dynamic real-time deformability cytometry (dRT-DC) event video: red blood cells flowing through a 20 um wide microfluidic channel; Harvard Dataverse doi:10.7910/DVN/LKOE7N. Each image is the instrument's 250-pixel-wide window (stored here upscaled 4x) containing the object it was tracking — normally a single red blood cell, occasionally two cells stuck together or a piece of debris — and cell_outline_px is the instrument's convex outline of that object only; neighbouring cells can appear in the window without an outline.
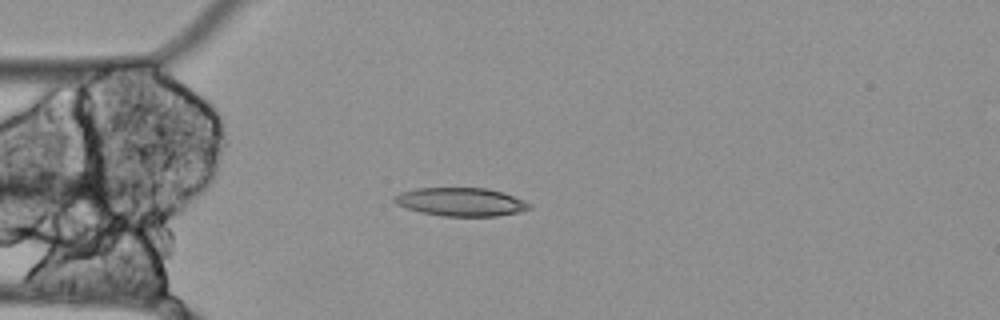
{"species": "Egyptian fruit bat (a non-hibernating species)", "species_latin": "Rousettus aegyptiacus", "temperature_condition": "cold", "stored_images_in_passage": 43, "camera_frame_rate_fps": 3000, "um_per_image_px": 0.085, "animal": {"sex": "female"}, "frame": {"image": 1, "passage_image": 4, "time_ms": 1.0, "image_size_px": [1000, 320], "cell_outline_px": [[532, 208], [520, 212], [496, 216], [444, 216], [420, 212], [396, 204], [392, 200], [392, 196], [400, 192], [416, 188], [488, 188], [504, 192], [524, 200], [532, 204]], "centroid_in_image_um": [39.19, 17.15], "position_along_channel_um": 45.8, "area_um2": 22.54}}
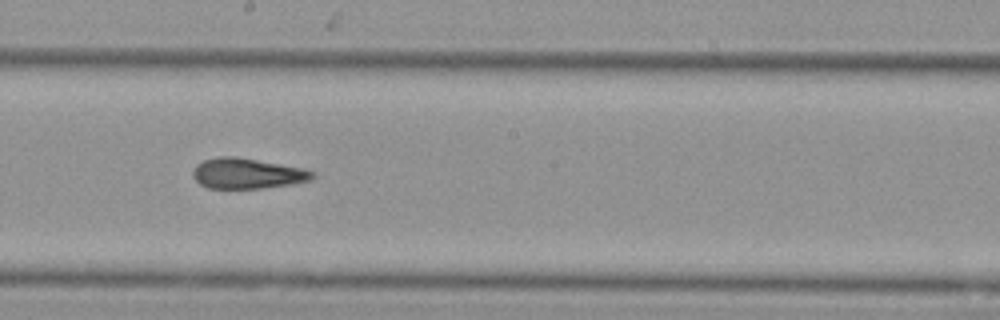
{"frame": {"image": 2, "passage_image": 20, "time_ms": 6.333, "image_size_px": [1000, 320], "cell_outline_px": [[316, 176], [312, 180], [292, 184], [264, 188], [208, 188], [200, 184], [192, 176], [192, 172], [196, 164], [204, 160], [220, 156], [232, 156], [304, 168], [312, 172]], "centroid_in_image_um": [21.01, 14.75], "position_along_channel_um": 227.2, "area_um2": 21.15}}
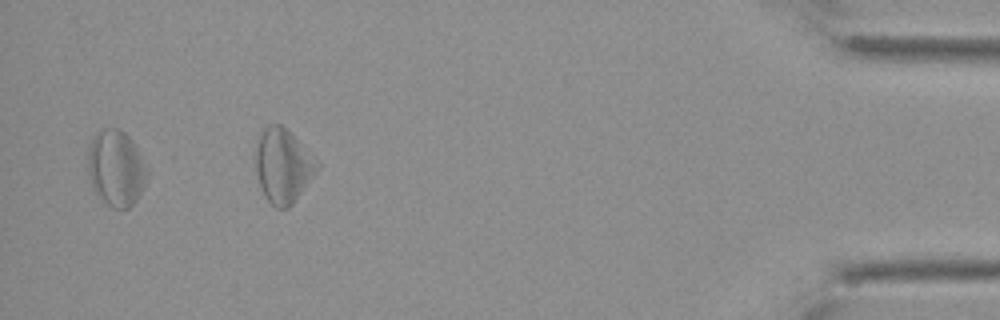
{"frame": {"image": 3, "passage_image": 41, "time_ms": 13.333, "image_size_px": [1000, 320], "cell_outline_px": [[148, 180], [136, 200], [128, 208], [112, 208], [92, 188], [88, 172], [88, 148], [96, 132], [100, 128], [120, 128], [132, 140], [148, 168]], "centroid_in_image_um": [9.88, 14.27], "position_along_channel_um": 425.3, "area_um2": 26.36}, "authors_computed_cell_mechanics": {"area_um2": 22.4842, "velocity_mm_per_s": 3.4644, "shape_relaxation_time_tau1_ms": null, "shape_relaxation_time_tau2_ms": 9.6032, "deformation_change_tau1": null, "deformation_change_tau2": 0.2399}}